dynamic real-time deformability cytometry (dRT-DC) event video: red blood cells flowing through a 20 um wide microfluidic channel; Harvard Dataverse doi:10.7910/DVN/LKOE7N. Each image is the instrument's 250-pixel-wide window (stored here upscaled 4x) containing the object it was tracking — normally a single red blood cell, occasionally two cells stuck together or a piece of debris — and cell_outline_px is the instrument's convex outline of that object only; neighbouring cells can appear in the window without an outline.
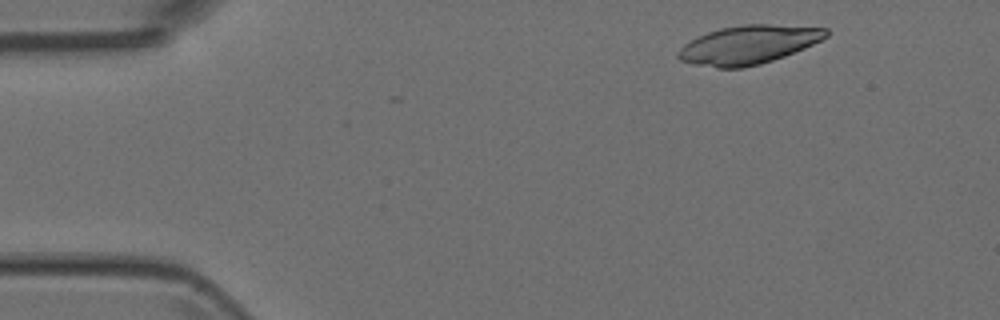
{"species": "Egyptian fruit bat (a non-hibernating species)", "species_latin": "Rousettus aegyptiacus", "temperature_condition": "room temperature", "stored_images_in_passage": 6, "camera_frame_rate_fps": 3000, "um_per_image_px": 0.085, "animal": {"sex": "female"}, "frame": {"image": 1, "passage_image": 3, "time_ms": 0.667, "image_size_px": [1000, 320], "cell_outline_px": [[828, 36], [804, 48], [784, 56], [760, 64], [740, 68], [716, 68], [696, 64], [680, 60], [676, 56], [676, 52], [684, 44], [708, 32], [720, 28], [744, 24], [768, 24], [828, 28]], "centroid_in_image_um": [63.61, 3.8], "position_along_channel_um": 21.4, "area_um2": 33.0}}